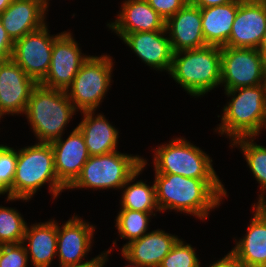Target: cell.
<instances>
[{
	"label": "cell",
	"mask_w": 266,
	"mask_h": 267,
	"mask_svg": "<svg viewBox=\"0 0 266 267\" xmlns=\"http://www.w3.org/2000/svg\"><path fill=\"white\" fill-rule=\"evenodd\" d=\"M156 203L159 211L176 210L207 219L227 192L220 179H196L182 175L155 173Z\"/></svg>",
	"instance_id": "cell-1"
},
{
	"label": "cell",
	"mask_w": 266,
	"mask_h": 267,
	"mask_svg": "<svg viewBox=\"0 0 266 267\" xmlns=\"http://www.w3.org/2000/svg\"><path fill=\"white\" fill-rule=\"evenodd\" d=\"M56 198L66 188L59 182L50 143L38 142L17 152L16 170L11 186V198L7 201L30 200L44 184Z\"/></svg>",
	"instance_id": "cell-2"
},
{
	"label": "cell",
	"mask_w": 266,
	"mask_h": 267,
	"mask_svg": "<svg viewBox=\"0 0 266 267\" xmlns=\"http://www.w3.org/2000/svg\"><path fill=\"white\" fill-rule=\"evenodd\" d=\"M225 94L232 99L224 106L222 123L216 130L231 141L258 136L266 127V83L226 90Z\"/></svg>",
	"instance_id": "cell-3"
},
{
	"label": "cell",
	"mask_w": 266,
	"mask_h": 267,
	"mask_svg": "<svg viewBox=\"0 0 266 267\" xmlns=\"http://www.w3.org/2000/svg\"><path fill=\"white\" fill-rule=\"evenodd\" d=\"M76 111L65 90L37 84L24 114L39 142L50 143L62 137Z\"/></svg>",
	"instance_id": "cell-4"
},
{
	"label": "cell",
	"mask_w": 266,
	"mask_h": 267,
	"mask_svg": "<svg viewBox=\"0 0 266 267\" xmlns=\"http://www.w3.org/2000/svg\"><path fill=\"white\" fill-rule=\"evenodd\" d=\"M168 74L195 98L210 92L221 83V47L206 45L173 53Z\"/></svg>",
	"instance_id": "cell-5"
},
{
	"label": "cell",
	"mask_w": 266,
	"mask_h": 267,
	"mask_svg": "<svg viewBox=\"0 0 266 267\" xmlns=\"http://www.w3.org/2000/svg\"><path fill=\"white\" fill-rule=\"evenodd\" d=\"M143 157L114 151L90 156L76 181L68 188L122 189L127 180L141 167Z\"/></svg>",
	"instance_id": "cell-6"
},
{
	"label": "cell",
	"mask_w": 266,
	"mask_h": 267,
	"mask_svg": "<svg viewBox=\"0 0 266 267\" xmlns=\"http://www.w3.org/2000/svg\"><path fill=\"white\" fill-rule=\"evenodd\" d=\"M172 140L169 144H162L155 149L153 159L155 173L182 175L196 179H219L208 154L185 138Z\"/></svg>",
	"instance_id": "cell-7"
},
{
	"label": "cell",
	"mask_w": 266,
	"mask_h": 267,
	"mask_svg": "<svg viewBox=\"0 0 266 267\" xmlns=\"http://www.w3.org/2000/svg\"><path fill=\"white\" fill-rule=\"evenodd\" d=\"M113 66L110 55H89L83 62L66 90L76 110L96 111L111 85Z\"/></svg>",
	"instance_id": "cell-8"
},
{
	"label": "cell",
	"mask_w": 266,
	"mask_h": 267,
	"mask_svg": "<svg viewBox=\"0 0 266 267\" xmlns=\"http://www.w3.org/2000/svg\"><path fill=\"white\" fill-rule=\"evenodd\" d=\"M266 61L258 49L221 47V83L224 90L265 84Z\"/></svg>",
	"instance_id": "cell-9"
},
{
	"label": "cell",
	"mask_w": 266,
	"mask_h": 267,
	"mask_svg": "<svg viewBox=\"0 0 266 267\" xmlns=\"http://www.w3.org/2000/svg\"><path fill=\"white\" fill-rule=\"evenodd\" d=\"M95 227L78 216L70 218L62 227L57 223V255L59 267L104 266L108 261L107 250L99 256L83 262L92 246Z\"/></svg>",
	"instance_id": "cell-10"
},
{
	"label": "cell",
	"mask_w": 266,
	"mask_h": 267,
	"mask_svg": "<svg viewBox=\"0 0 266 267\" xmlns=\"http://www.w3.org/2000/svg\"><path fill=\"white\" fill-rule=\"evenodd\" d=\"M48 31V25L45 24L14 42L11 59L37 84L45 78L49 70L53 43L61 34L50 36Z\"/></svg>",
	"instance_id": "cell-11"
},
{
	"label": "cell",
	"mask_w": 266,
	"mask_h": 267,
	"mask_svg": "<svg viewBox=\"0 0 266 267\" xmlns=\"http://www.w3.org/2000/svg\"><path fill=\"white\" fill-rule=\"evenodd\" d=\"M78 45L70 32H61L53 43L49 70L39 84L66 91L83 62L89 57L81 53Z\"/></svg>",
	"instance_id": "cell-12"
},
{
	"label": "cell",
	"mask_w": 266,
	"mask_h": 267,
	"mask_svg": "<svg viewBox=\"0 0 266 267\" xmlns=\"http://www.w3.org/2000/svg\"><path fill=\"white\" fill-rule=\"evenodd\" d=\"M266 31V0H239L227 47L258 49Z\"/></svg>",
	"instance_id": "cell-13"
},
{
	"label": "cell",
	"mask_w": 266,
	"mask_h": 267,
	"mask_svg": "<svg viewBox=\"0 0 266 267\" xmlns=\"http://www.w3.org/2000/svg\"><path fill=\"white\" fill-rule=\"evenodd\" d=\"M36 85L13 59L0 60V119L25 113Z\"/></svg>",
	"instance_id": "cell-14"
},
{
	"label": "cell",
	"mask_w": 266,
	"mask_h": 267,
	"mask_svg": "<svg viewBox=\"0 0 266 267\" xmlns=\"http://www.w3.org/2000/svg\"><path fill=\"white\" fill-rule=\"evenodd\" d=\"M54 152L56 176L59 182L68 189L79 177L82 168L90 155L82 133L73 129L66 140L58 138L50 142Z\"/></svg>",
	"instance_id": "cell-15"
},
{
	"label": "cell",
	"mask_w": 266,
	"mask_h": 267,
	"mask_svg": "<svg viewBox=\"0 0 266 267\" xmlns=\"http://www.w3.org/2000/svg\"><path fill=\"white\" fill-rule=\"evenodd\" d=\"M165 29L173 53L207 45L202 32L201 8L190 2L166 20Z\"/></svg>",
	"instance_id": "cell-16"
},
{
	"label": "cell",
	"mask_w": 266,
	"mask_h": 267,
	"mask_svg": "<svg viewBox=\"0 0 266 267\" xmlns=\"http://www.w3.org/2000/svg\"><path fill=\"white\" fill-rule=\"evenodd\" d=\"M49 3L46 0H13L0 19L13 42L42 28Z\"/></svg>",
	"instance_id": "cell-17"
},
{
	"label": "cell",
	"mask_w": 266,
	"mask_h": 267,
	"mask_svg": "<svg viewBox=\"0 0 266 267\" xmlns=\"http://www.w3.org/2000/svg\"><path fill=\"white\" fill-rule=\"evenodd\" d=\"M167 31L136 32L125 34L121 39L148 66L170 72L173 51Z\"/></svg>",
	"instance_id": "cell-18"
},
{
	"label": "cell",
	"mask_w": 266,
	"mask_h": 267,
	"mask_svg": "<svg viewBox=\"0 0 266 267\" xmlns=\"http://www.w3.org/2000/svg\"><path fill=\"white\" fill-rule=\"evenodd\" d=\"M178 239V236L157 229L128 243L121 250L122 257L134 266L159 267Z\"/></svg>",
	"instance_id": "cell-19"
},
{
	"label": "cell",
	"mask_w": 266,
	"mask_h": 267,
	"mask_svg": "<svg viewBox=\"0 0 266 267\" xmlns=\"http://www.w3.org/2000/svg\"><path fill=\"white\" fill-rule=\"evenodd\" d=\"M115 22L107 24L117 36L136 32L165 30L166 20L146 0H125Z\"/></svg>",
	"instance_id": "cell-20"
},
{
	"label": "cell",
	"mask_w": 266,
	"mask_h": 267,
	"mask_svg": "<svg viewBox=\"0 0 266 267\" xmlns=\"http://www.w3.org/2000/svg\"><path fill=\"white\" fill-rule=\"evenodd\" d=\"M83 120L76 126L82 133L90 156L105 155L117 151L118 130L102 114L83 111ZM95 115V117H94Z\"/></svg>",
	"instance_id": "cell-21"
},
{
	"label": "cell",
	"mask_w": 266,
	"mask_h": 267,
	"mask_svg": "<svg viewBox=\"0 0 266 267\" xmlns=\"http://www.w3.org/2000/svg\"><path fill=\"white\" fill-rule=\"evenodd\" d=\"M34 267H50L57 255V223L55 220L27 226L22 243Z\"/></svg>",
	"instance_id": "cell-22"
},
{
	"label": "cell",
	"mask_w": 266,
	"mask_h": 267,
	"mask_svg": "<svg viewBox=\"0 0 266 267\" xmlns=\"http://www.w3.org/2000/svg\"><path fill=\"white\" fill-rule=\"evenodd\" d=\"M229 254L245 267H266V223L256 214Z\"/></svg>",
	"instance_id": "cell-23"
},
{
	"label": "cell",
	"mask_w": 266,
	"mask_h": 267,
	"mask_svg": "<svg viewBox=\"0 0 266 267\" xmlns=\"http://www.w3.org/2000/svg\"><path fill=\"white\" fill-rule=\"evenodd\" d=\"M238 7L239 0H234L224 5L201 8L202 32L207 45H227Z\"/></svg>",
	"instance_id": "cell-24"
},
{
	"label": "cell",
	"mask_w": 266,
	"mask_h": 267,
	"mask_svg": "<svg viewBox=\"0 0 266 267\" xmlns=\"http://www.w3.org/2000/svg\"><path fill=\"white\" fill-rule=\"evenodd\" d=\"M146 159H142L141 167L127 180L122 186L123 195L120 200V209L136 210L148 213H154L153 211H159L156 203L155 184L152 186L147 185L142 180L134 182L136 177L141 174L146 167ZM130 184V186H129Z\"/></svg>",
	"instance_id": "cell-25"
},
{
	"label": "cell",
	"mask_w": 266,
	"mask_h": 267,
	"mask_svg": "<svg viewBox=\"0 0 266 267\" xmlns=\"http://www.w3.org/2000/svg\"><path fill=\"white\" fill-rule=\"evenodd\" d=\"M255 137H241L231 142L232 146H240L244 158L254 177L260 184L261 194L266 190V147L254 142Z\"/></svg>",
	"instance_id": "cell-26"
},
{
	"label": "cell",
	"mask_w": 266,
	"mask_h": 267,
	"mask_svg": "<svg viewBox=\"0 0 266 267\" xmlns=\"http://www.w3.org/2000/svg\"><path fill=\"white\" fill-rule=\"evenodd\" d=\"M152 213L121 209L116 217V226L121 238L129 241L123 245V248L130 242L140 239L148 230V223Z\"/></svg>",
	"instance_id": "cell-27"
},
{
	"label": "cell",
	"mask_w": 266,
	"mask_h": 267,
	"mask_svg": "<svg viewBox=\"0 0 266 267\" xmlns=\"http://www.w3.org/2000/svg\"><path fill=\"white\" fill-rule=\"evenodd\" d=\"M26 227L18 210L0 206V245L22 243Z\"/></svg>",
	"instance_id": "cell-28"
},
{
	"label": "cell",
	"mask_w": 266,
	"mask_h": 267,
	"mask_svg": "<svg viewBox=\"0 0 266 267\" xmlns=\"http://www.w3.org/2000/svg\"><path fill=\"white\" fill-rule=\"evenodd\" d=\"M190 244L178 239L159 267H200L199 259Z\"/></svg>",
	"instance_id": "cell-29"
},
{
	"label": "cell",
	"mask_w": 266,
	"mask_h": 267,
	"mask_svg": "<svg viewBox=\"0 0 266 267\" xmlns=\"http://www.w3.org/2000/svg\"><path fill=\"white\" fill-rule=\"evenodd\" d=\"M16 163L17 151L12 147L0 144V195L6 193L7 197L11 198Z\"/></svg>",
	"instance_id": "cell-30"
},
{
	"label": "cell",
	"mask_w": 266,
	"mask_h": 267,
	"mask_svg": "<svg viewBox=\"0 0 266 267\" xmlns=\"http://www.w3.org/2000/svg\"><path fill=\"white\" fill-rule=\"evenodd\" d=\"M28 260L23 243L0 245V267H27Z\"/></svg>",
	"instance_id": "cell-31"
},
{
	"label": "cell",
	"mask_w": 266,
	"mask_h": 267,
	"mask_svg": "<svg viewBox=\"0 0 266 267\" xmlns=\"http://www.w3.org/2000/svg\"><path fill=\"white\" fill-rule=\"evenodd\" d=\"M148 4L165 20L182 9L189 0H146Z\"/></svg>",
	"instance_id": "cell-32"
},
{
	"label": "cell",
	"mask_w": 266,
	"mask_h": 267,
	"mask_svg": "<svg viewBox=\"0 0 266 267\" xmlns=\"http://www.w3.org/2000/svg\"><path fill=\"white\" fill-rule=\"evenodd\" d=\"M14 42L8 36L0 19V60L12 58Z\"/></svg>",
	"instance_id": "cell-33"
},
{
	"label": "cell",
	"mask_w": 266,
	"mask_h": 267,
	"mask_svg": "<svg viewBox=\"0 0 266 267\" xmlns=\"http://www.w3.org/2000/svg\"><path fill=\"white\" fill-rule=\"evenodd\" d=\"M209 267H245L236 261L229 253L224 256L222 259L217 260V262H213Z\"/></svg>",
	"instance_id": "cell-34"
},
{
	"label": "cell",
	"mask_w": 266,
	"mask_h": 267,
	"mask_svg": "<svg viewBox=\"0 0 266 267\" xmlns=\"http://www.w3.org/2000/svg\"><path fill=\"white\" fill-rule=\"evenodd\" d=\"M234 0H189V2L199 8L214 7L218 5H224Z\"/></svg>",
	"instance_id": "cell-35"
},
{
	"label": "cell",
	"mask_w": 266,
	"mask_h": 267,
	"mask_svg": "<svg viewBox=\"0 0 266 267\" xmlns=\"http://www.w3.org/2000/svg\"><path fill=\"white\" fill-rule=\"evenodd\" d=\"M253 212L266 223V198L263 194L259 195L257 204L253 205Z\"/></svg>",
	"instance_id": "cell-36"
},
{
	"label": "cell",
	"mask_w": 266,
	"mask_h": 267,
	"mask_svg": "<svg viewBox=\"0 0 266 267\" xmlns=\"http://www.w3.org/2000/svg\"><path fill=\"white\" fill-rule=\"evenodd\" d=\"M259 52L264 56V59L266 61V31L264 33L262 42L258 48Z\"/></svg>",
	"instance_id": "cell-37"
},
{
	"label": "cell",
	"mask_w": 266,
	"mask_h": 267,
	"mask_svg": "<svg viewBox=\"0 0 266 267\" xmlns=\"http://www.w3.org/2000/svg\"><path fill=\"white\" fill-rule=\"evenodd\" d=\"M13 0H0V14L12 3Z\"/></svg>",
	"instance_id": "cell-38"
},
{
	"label": "cell",
	"mask_w": 266,
	"mask_h": 267,
	"mask_svg": "<svg viewBox=\"0 0 266 267\" xmlns=\"http://www.w3.org/2000/svg\"><path fill=\"white\" fill-rule=\"evenodd\" d=\"M125 267H140V266H134V265H132V264L129 263V265H127Z\"/></svg>",
	"instance_id": "cell-39"
},
{
	"label": "cell",
	"mask_w": 266,
	"mask_h": 267,
	"mask_svg": "<svg viewBox=\"0 0 266 267\" xmlns=\"http://www.w3.org/2000/svg\"><path fill=\"white\" fill-rule=\"evenodd\" d=\"M86 267H103V266H86Z\"/></svg>",
	"instance_id": "cell-40"
}]
</instances>
